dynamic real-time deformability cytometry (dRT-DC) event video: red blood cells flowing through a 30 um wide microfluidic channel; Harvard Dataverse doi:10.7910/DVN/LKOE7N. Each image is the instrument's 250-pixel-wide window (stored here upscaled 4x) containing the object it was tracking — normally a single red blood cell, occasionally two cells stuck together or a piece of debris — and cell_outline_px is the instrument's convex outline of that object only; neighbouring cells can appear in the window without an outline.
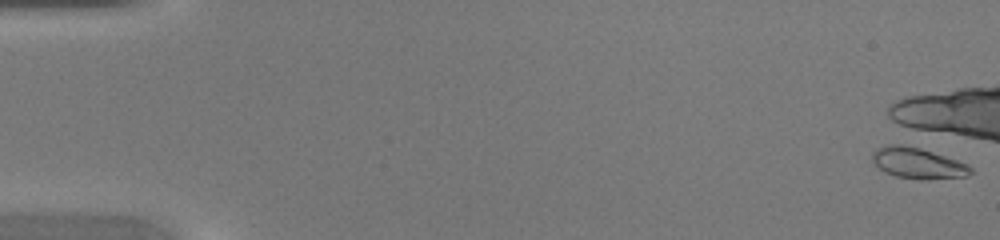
{"species": "common noctule bat (a hibernating species)", "species_latin": "Nyctalus noctula", "temperature_condition": "warm", "stored_images_in_passage": 1, "camera_frame_rate_fps": 3000, "um_per_image_px": 0.085, "animal": {"sex": "female", "body_mass_g": 20.0, "forearm_length_mm": 54.0}, "frame": {"image": 1, "passage_image": 1, "time_ms": 0.0, "image_size_px": [1000, 240], "cell_outline_px": [[972, 172], [968, 176], [928, 180], [920, 180], [896, 176], [884, 172], [872, 160], [872, 152], [876, 148], [888, 144], [912, 144], [968, 164], [972, 168]], "centroid_in_image_um": [78.02, 13.85], "position_along_channel_um": 7.0, "area_um2": 18.15}}